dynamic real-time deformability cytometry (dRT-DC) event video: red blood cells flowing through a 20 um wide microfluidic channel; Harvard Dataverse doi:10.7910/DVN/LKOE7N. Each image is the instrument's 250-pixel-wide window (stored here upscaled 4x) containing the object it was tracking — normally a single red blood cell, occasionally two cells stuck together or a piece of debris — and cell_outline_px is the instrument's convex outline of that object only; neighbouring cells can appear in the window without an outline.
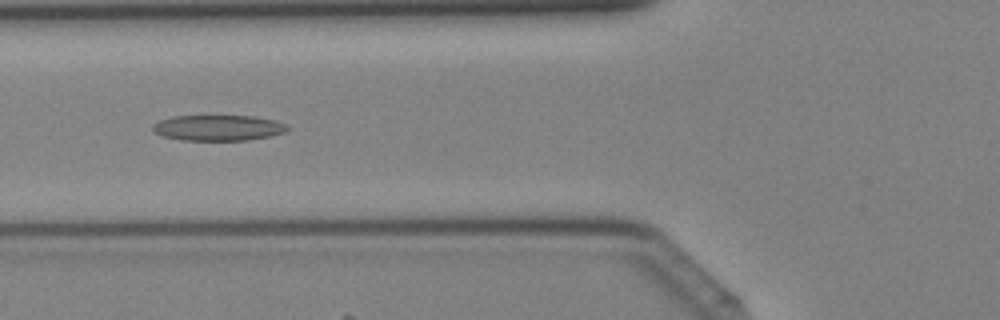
{"species": "Egyptian fruit bat (a non-hibernating species)", "species_latin": "Rousettus aegyptiacus", "temperature_condition": "cold", "stored_images_in_passage": 5, "camera_frame_rate_fps": 3000, "um_per_image_px": 0.085, "animal": {"sex": "female"}, "frame": {"image": 1, "passage_image": 5, "time_ms": 1.333, "image_size_px": [1000, 320], "cell_outline_px": [[292, 128], [284, 132], [268, 136], [248, 140], [180, 140], [160, 136], [152, 128], [152, 124], [160, 120], [172, 116], [252, 116], [276, 120], [288, 124]], "centroid_in_image_um": [18.56, 10.86], "position_along_channel_um": 107.2, "area_um2": 20.29}}